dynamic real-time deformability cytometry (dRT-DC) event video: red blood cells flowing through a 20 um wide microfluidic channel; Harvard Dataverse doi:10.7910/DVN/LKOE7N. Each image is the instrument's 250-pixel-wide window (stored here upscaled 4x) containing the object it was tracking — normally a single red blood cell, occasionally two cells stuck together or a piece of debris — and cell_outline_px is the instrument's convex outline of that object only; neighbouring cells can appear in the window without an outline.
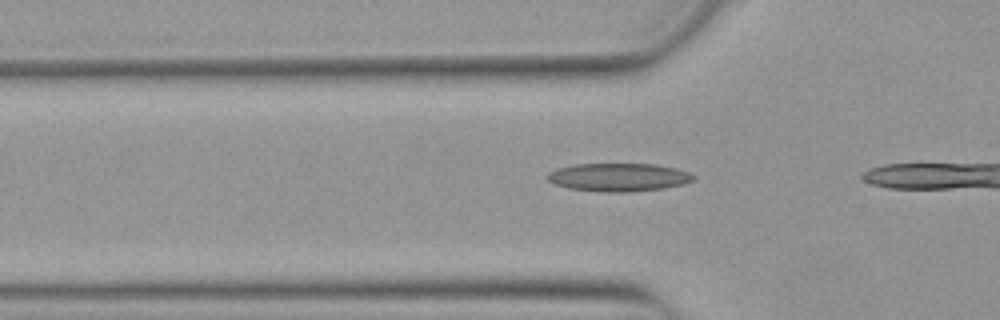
{"species": "Egyptian fruit bat (a non-hibernating species)", "species_latin": "Rousettus aegyptiacus", "temperature_condition": "warm", "stored_images_in_passage": 7, "camera_frame_rate_fps": 3000, "um_per_image_px": 0.085, "animal": {"sex": "female"}, "frame": {"image": 1, "passage_image": 4, "time_ms": 1.0, "image_size_px": [1000, 320], "cell_outline_px": [[696, 176], [692, 180], [684, 184], [664, 188], [632, 192], [604, 192], [568, 188], [552, 184], [544, 176], [548, 172], [556, 168], [572, 164], [656, 164], [676, 168], [688, 172]], "centroid_in_image_um": [52.53, 15.06], "position_along_channel_um": 73.3, "area_um2": 24.28}}